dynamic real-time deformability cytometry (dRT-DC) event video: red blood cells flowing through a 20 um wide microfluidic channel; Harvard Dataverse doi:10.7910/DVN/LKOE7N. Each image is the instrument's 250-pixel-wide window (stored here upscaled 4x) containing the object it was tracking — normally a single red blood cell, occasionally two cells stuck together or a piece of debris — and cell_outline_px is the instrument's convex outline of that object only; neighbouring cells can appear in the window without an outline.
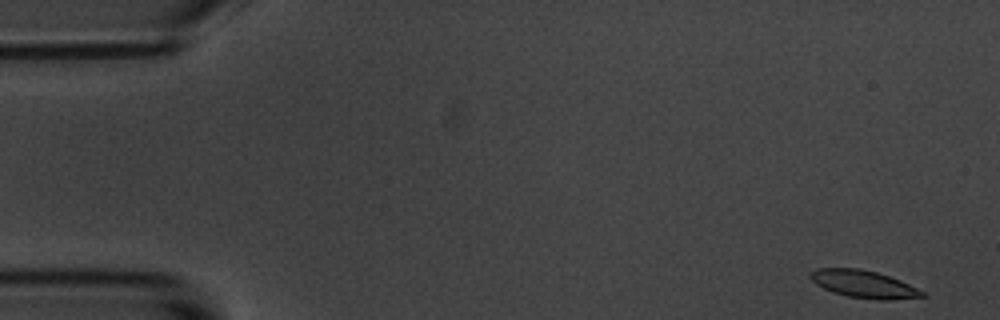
{"species": "common noctule bat (a hibernating species)", "species_latin": "Nyctalus noctula", "temperature_condition": "room temperature", "stored_images_in_passage": 5, "camera_frame_rate_fps": 3000, "um_per_image_px": 0.085, "animal": {"sex": "male", "body_mass_g": 20.1, "forearm_length_mm": 53.5}, "frame": {"image": 1, "passage_image": 1, "time_ms": 0.0, "image_size_px": [1000, 320], "cell_outline_px": [[928, 296], [888, 300], [876, 300], [848, 296], [832, 292], [816, 284], [808, 276], [808, 272], [816, 268], [860, 268], [876, 272], [900, 280], [924, 292]], "centroid_in_image_um": [73.38, 24.14], "position_along_channel_um": 11.6, "area_um2": 17.92}}
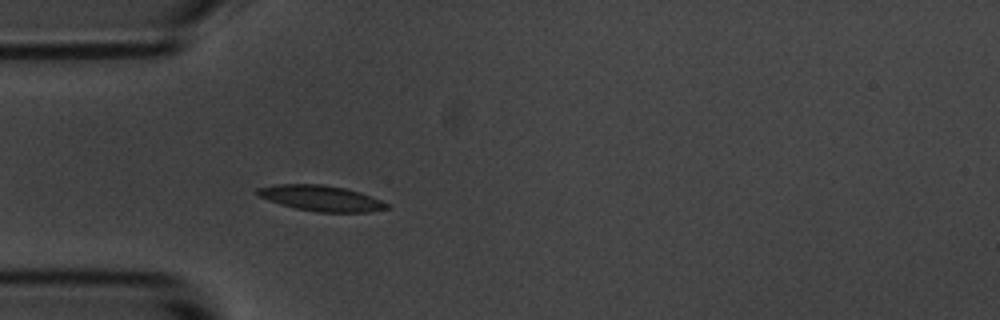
{"frame": {"image": 2, "passage_image": 5, "time_ms": 4.667, "image_size_px": [1000, 320], "cell_outline_px": [[392, 208], [368, 212], [316, 212], [296, 208], [280, 204], [260, 196], [256, 192], [256, 188], [272, 184], [324, 184], [344, 188], [360, 192], [380, 200], [388, 204]], "centroid_in_image_um": [27.3, 16.84], "position_along_channel_um": 57.7, "area_um2": 19.31}}